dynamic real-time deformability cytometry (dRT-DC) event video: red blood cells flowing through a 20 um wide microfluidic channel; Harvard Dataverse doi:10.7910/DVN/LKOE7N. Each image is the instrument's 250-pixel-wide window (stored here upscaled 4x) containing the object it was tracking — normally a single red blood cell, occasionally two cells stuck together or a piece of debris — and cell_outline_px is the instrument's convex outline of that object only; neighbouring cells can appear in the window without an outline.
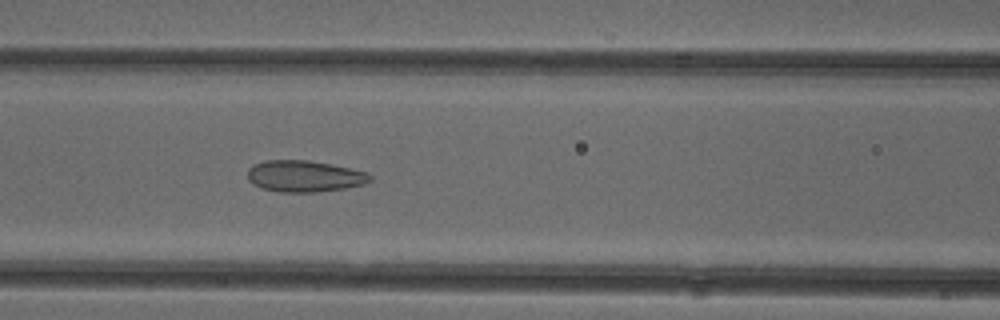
{"species": "common noctule bat (a hibernating species)", "species_latin": "Nyctalus noctula", "temperature_condition": "cold", "stored_images_in_passage": 40, "camera_frame_rate_fps": 3000, "um_per_image_px": 0.085, "animal": {"sex": "female"}, "frame": {"image": 1, "passage_image": 18, "time_ms": 5.667, "image_size_px": [1000, 320], "cell_outline_px": [[372, 180], [364, 184], [344, 188], [316, 192], [280, 192], [260, 188], [252, 184], [248, 180], [248, 168], [252, 164], [264, 160], [308, 160], [332, 164], [364, 172], [372, 176]], "centroid_in_image_um": [25.82, 14.97], "position_along_channel_um": 140.8, "area_um2": 22.54}}
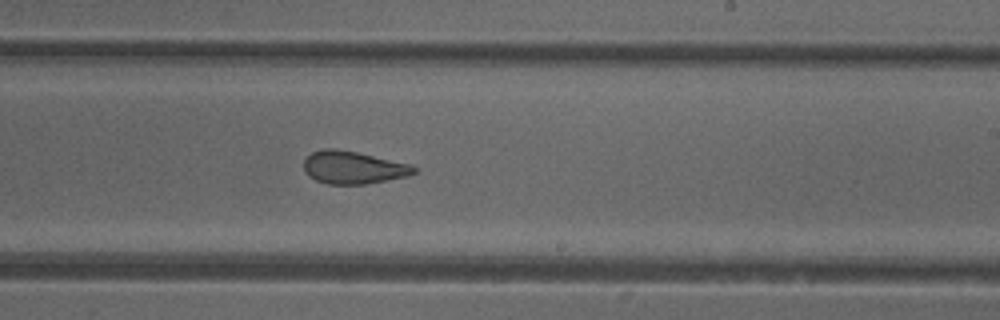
{"frame": {"image": 2, "passage_image": 27, "time_ms": 8.667, "image_size_px": [1000, 320], "cell_outline_px": [[416, 172], [408, 176], [364, 184], [328, 184], [316, 180], [308, 176], [304, 172], [304, 160], [312, 152], [324, 148], [336, 148], [356, 152], [408, 164], [416, 168]], "centroid_in_image_um": [29.97, 14.24], "position_along_channel_um": 259.0, "area_um2": 20.75}}
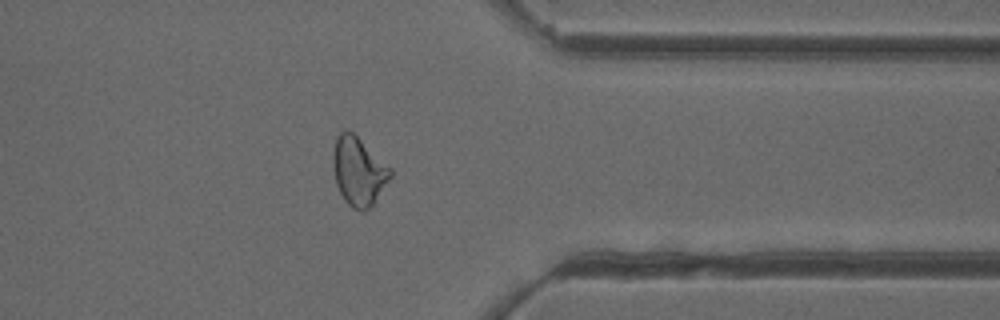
{"frame": {"image": 3, "passage_image": 37, "time_ms": 12.0, "image_size_px": [1000, 320], "cell_outline_px": [[392, 176], [372, 204], [368, 208], [352, 208], [344, 200], [336, 184], [332, 164], [332, 152], [336, 136], [344, 128], [352, 132], [392, 168]], "centroid_in_image_um": [30.45, 14.5], "position_along_channel_um": 380.9, "area_um2": 22.72}, "authors_computed_cell_mechanics": {"area_um2": 22.7154, "velocity_mm_per_s": 3.9455, "shape_relaxation_time_tau1_ms": null, "shape_relaxation_time_tau2_ms": 1.8358, "deformation_change_tau1": null, "deformation_change_tau2": 0.1063}}